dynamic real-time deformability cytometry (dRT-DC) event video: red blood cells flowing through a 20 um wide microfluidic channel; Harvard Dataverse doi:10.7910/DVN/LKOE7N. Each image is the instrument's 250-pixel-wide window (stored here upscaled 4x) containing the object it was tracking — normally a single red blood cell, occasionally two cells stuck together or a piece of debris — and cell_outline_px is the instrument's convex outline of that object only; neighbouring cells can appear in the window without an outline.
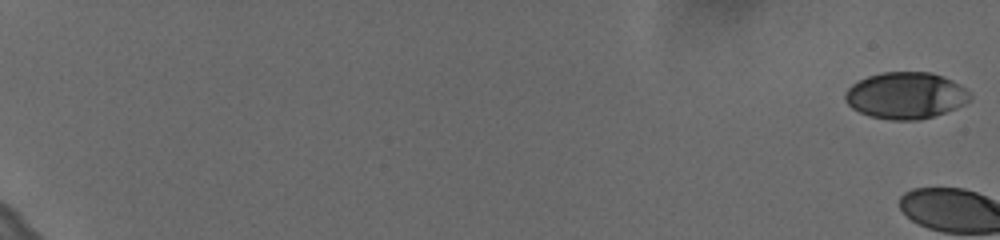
{"species": "human", "species_latin": "Homo sapiens", "temperature_condition": "cold", "stored_images_in_passage": 4, "camera_frame_rate_fps": 3000, "um_per_image_px": 0.085, "donor": {"sex": "female"}, "frame": {"image": 1, "passage_image": 1, "time_ms": 0.0, "image_size_px": [1000, 240], "cell_outline_px": [[972, 100], [956, 108], [920, 120], [892, 120], [868, 116], [852, 108], [844, 100], [844, 92], [852, 84], [868, 76], [880, 72], [932, 72], [944, 76], [960, 84], [972, 96]], "centroid_in_image_um": [76.98, 8.11], "position_along_channel_um": 8.0, "area_um2": 34.1}}